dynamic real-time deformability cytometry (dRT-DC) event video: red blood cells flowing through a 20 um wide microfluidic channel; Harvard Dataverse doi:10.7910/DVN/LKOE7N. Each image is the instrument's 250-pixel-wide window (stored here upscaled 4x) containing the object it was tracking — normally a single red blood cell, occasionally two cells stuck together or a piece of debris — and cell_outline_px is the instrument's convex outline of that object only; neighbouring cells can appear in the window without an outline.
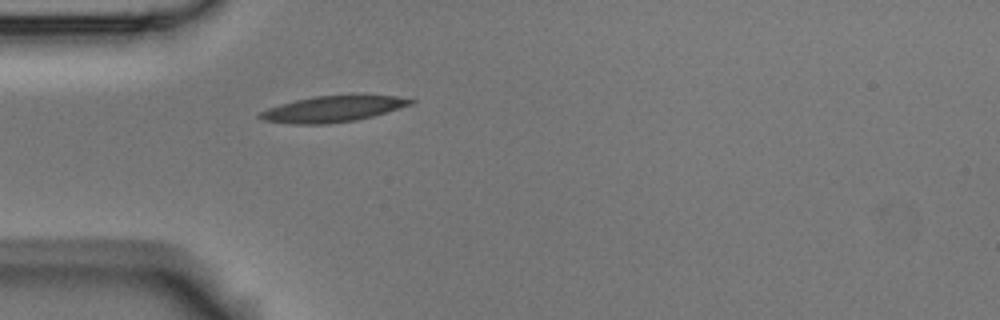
{"species": "Egyptian fruit bat (a non-hibernating species)", "species_latin": "Rousettus aegyptiacus", "temperature_condition": "room temperature", "stored_images_in_passage": 1, "camera_frame_rate_fps": 3000, "um_per_image_px": 0.085, "animal": {"sex": "male"}, "frame": {"image": 1, "passage_image": 1, "time_ms": 0.0, "image_size_px": [1000, 320], "cell_outline_px": [[416, 100], [412, 104], [372, 116], [356, 120], [328, 124], [292, 124], [264, 120], [256, 116], [260, 112], [268, 108], [280, 104], [296, 100], [316, 96], [396, 96]], "centroid_in_image_um": [28.24, 9.28], "position_along_channel_um": 56.8, "area_um2": 22.37}}